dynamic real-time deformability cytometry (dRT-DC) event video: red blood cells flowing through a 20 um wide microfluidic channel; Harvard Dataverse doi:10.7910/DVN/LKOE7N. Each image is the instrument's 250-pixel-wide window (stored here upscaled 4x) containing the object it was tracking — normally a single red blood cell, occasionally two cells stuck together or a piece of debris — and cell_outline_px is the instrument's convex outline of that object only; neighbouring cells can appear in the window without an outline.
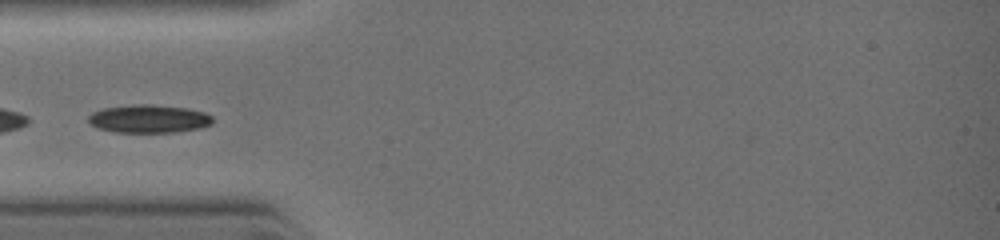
{"species": "common noctule bat (a hibernating species)", "species_latin": "Nyctalus noctula", "temperature_condition": "warm", "stored_images_in_passage": 14, "camera_frame_rate_fps": 3000, "um_per_image_px": 0.085, "animal": {"sex": "female", "body_mass_g": 19.0, "forearm_length_mm": 51.5}, "frame": {"image": 1, "passage_image": 8, "time_ms": 3.0, "image_size_px": [1000, 240], "cell_outline_px": [[212, 124], [200, 128], [172, 132], [116, 132], [100, 128], [92, 124], [88, 120], [88, 116], [92, 112], [104, 108], [140, 104], [152, 104], [188, 108], [204, 112], [212, 116]], "centroid_in_image_um": [12.68, 10.09], "position_along_channel_um": 72.3, "area_um2": 20.17}}